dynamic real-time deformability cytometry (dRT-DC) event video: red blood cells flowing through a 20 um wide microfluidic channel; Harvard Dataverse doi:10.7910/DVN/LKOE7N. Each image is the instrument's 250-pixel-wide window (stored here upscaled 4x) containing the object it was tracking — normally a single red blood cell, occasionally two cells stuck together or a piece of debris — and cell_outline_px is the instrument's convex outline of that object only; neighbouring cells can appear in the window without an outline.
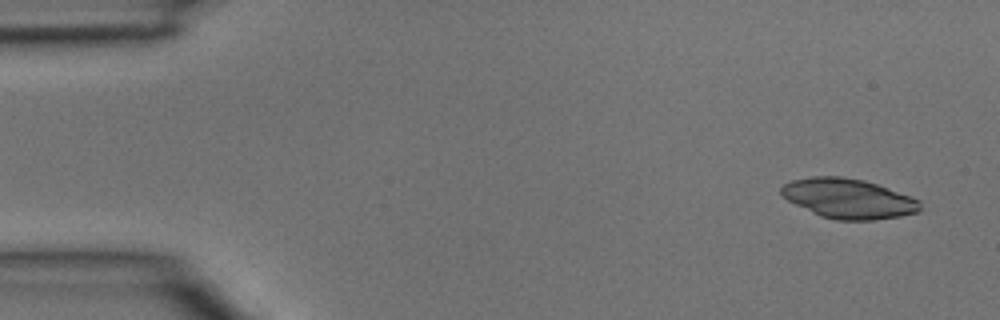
{"species": "common noctule bat (a hibernating species)", "species_latin": "Nyctalus noctula", "temperature_condition": "room temperature", "stored_images_in_passage": 4, "camera_frame_rate_fps": 3000, "um_per_image_px": 0.085, "animal": {"sex": "male", "body_mass_g": 15.6}, "frame": {"image": 1, "passage_image": 1, "time_ms": 0.0, "image_size_px": [1000, 320], "cell_outline_px": [[920, 212], [900, 216], [872, 220], [836, 220], [820, 216], [788, 200], [780, 192], [780, 188], [784, 184], [792, 180], [812, 176], [840, 176], [864, 180], [912, 196], [920, 200]], "centroid_in_image_um": [72.13, 16.87], "position_along_channel_um": 12.9, "area_um2": 32.14}}